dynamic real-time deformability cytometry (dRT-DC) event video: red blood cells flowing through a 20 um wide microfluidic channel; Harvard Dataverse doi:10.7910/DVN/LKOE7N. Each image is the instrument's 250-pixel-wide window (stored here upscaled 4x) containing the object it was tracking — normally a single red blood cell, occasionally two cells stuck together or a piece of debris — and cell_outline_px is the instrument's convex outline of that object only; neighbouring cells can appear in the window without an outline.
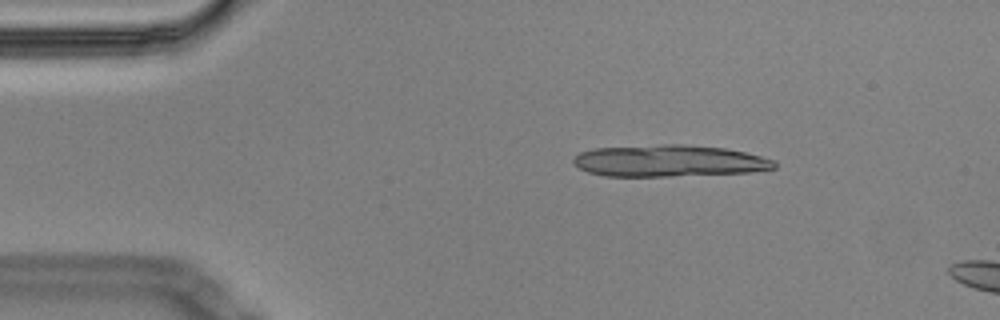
{"species": "Egyptian fruit bat (a non-hibernating species)", "species_latin": "Rousettus aegyptiacus", "temperature_condition": "cold", "stored_images_in_passage": 12, "camera_frame_rate_fps": 3000, "um_per_image_px": 0.085, "animal": {"sex": "male"}, "frame": {"image": 1, "passage_image": 7, "time_ms": 2.0, "image_size_px": [1000, 320], "cell_outline_px": [[776, 168], [752, 172], [668, 176], [604, 176], [588, 172], [572, 164], [572, 160], [580, 152], [596, 148], [664, 144], [680, 144], [724, 148], [744, 152], [776, 160]], "centroid_in_image_um": [56.87, 13.67], "position_along_channel_um": 28.1, "area_um2": 37.11}}